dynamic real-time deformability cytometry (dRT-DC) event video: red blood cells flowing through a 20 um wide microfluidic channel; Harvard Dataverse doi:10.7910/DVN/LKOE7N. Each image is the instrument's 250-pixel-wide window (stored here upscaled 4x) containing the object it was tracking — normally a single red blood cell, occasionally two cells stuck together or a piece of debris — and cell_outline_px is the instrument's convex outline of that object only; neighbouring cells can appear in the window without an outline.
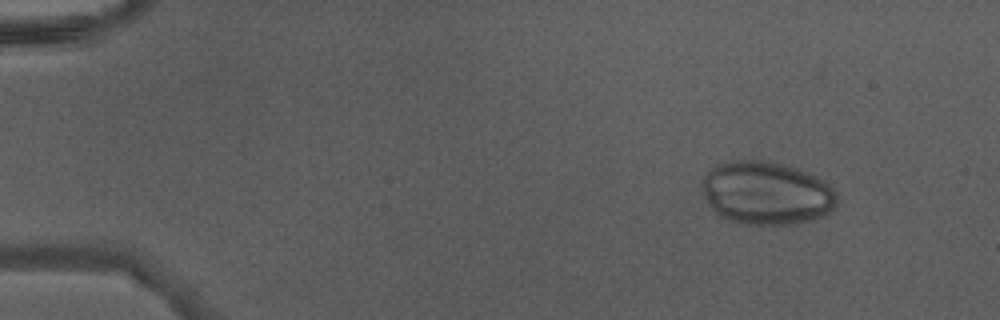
{"species": "Egyptian fruit bat (a non-hibernating species)", "species_latin": "Rousettus aegyptiacus", "temperature_condition": "warm", "stored_images_in_passage": 46, "camera_frame_rate_fps": 3000, "um_per_image_px": 0.085, "animal": {"sex": "male"}, "frame": {"image": 1, "passage_image": 5, "time_ms": 1.333, "image_size_px": [1000, 320], "cell_outline_px": [[836, 204], [828, 212], [812, 220], [788, 224], [748, 224], [732, 220], [720, 216], [712, 208], [704, 196], [700, 184], [704, 176], [712, 168], [720, 164], [736, 160], [760, 160], [780, 164], [796, 168], [828, 184], [836, 192]], "centroid_in_image_um": [65.11, 16.41], "position_along_channel_um": 19.9, "area_um2": 48.84}}
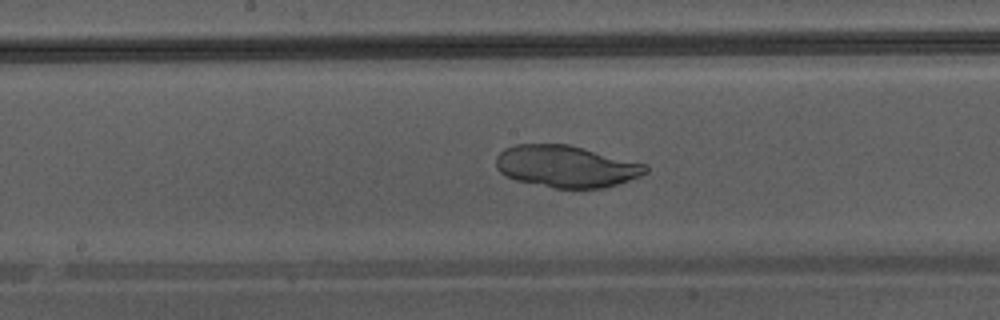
{"frame": {"image": 2, "passage_image": 25, "time_ms": 8.0, "image_size_px": [1000, 320], "cell_outline_px": [[648, 172], [640, 176], [616, 184], [600, 188], [552, 188], [516, 180], [504, 176], [496, 168], [496, 156], [504, 148], [516, 144], [568, 144], [648, 164]], "centroid_in_image_um": [48.11, 14.14], "position_along_channel_um": 200.1, "area_um2": 36.65}}
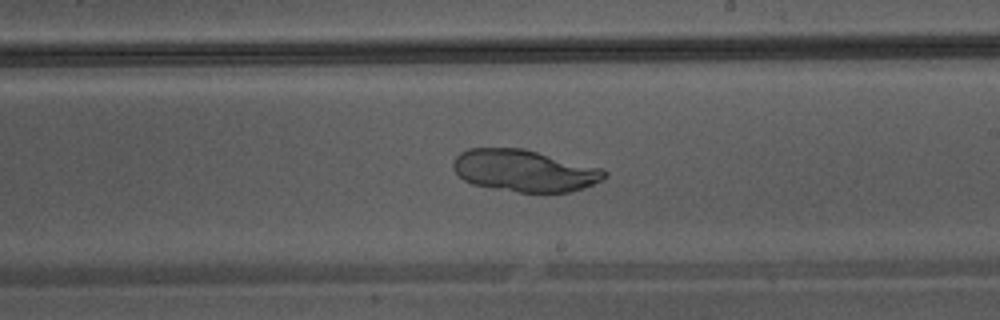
{"frame": {"image": 3, "passage_image": 28, "time_ms": 9.0, "image_size_px": [1000, 320], "cell_outline_px": [[608, 176], [584, 188], [568, 192], [520, 192], [492, 188], [472, 184], [464, 180], [452, 168], [452, 160], [460, 152], [468, 148], [524, 148], [604, 168], [608, 172]], "centroid_in_image_um": [44.58, 14.49], "position_along_channel_um": 244.4, "area_um2": 37.22}}